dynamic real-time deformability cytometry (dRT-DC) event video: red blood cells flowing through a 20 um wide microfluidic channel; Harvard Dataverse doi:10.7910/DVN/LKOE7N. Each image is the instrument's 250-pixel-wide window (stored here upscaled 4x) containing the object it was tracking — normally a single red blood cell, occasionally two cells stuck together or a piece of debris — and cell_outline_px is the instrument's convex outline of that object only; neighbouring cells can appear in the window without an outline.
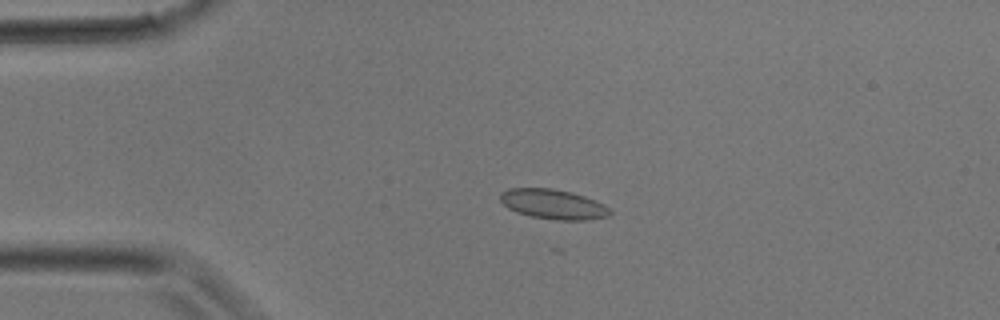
{"species": "common noctule bat (a hibernating species)", "species_latin": "Nyctalus noctula", "temperature_condition": "room temperature", "stored_images_in_passage": 3, "camera_frame_rate_fps": 3000, "um_per_image_px": 0.085, "animal": {"sex": "male", "body_mass_g": 17.9}, "frame": {"image": 1, "passage_image": 2, "time_ms": 0.333, "image_size_px": [1000, 320], "cell_outline_px": [[612, 212], [608, 216], [584, 220], [556, 220], [532, 216], [516, 212], [508, 208], [500, 200], [500, 192], [508, 188], [552, 188], [572, 192], [584, 196], [604, 204]], "centroid_in_image_um": [47.0, 17.35], "position_along_channel_um": 38.0, "area_um2": 19.02}}